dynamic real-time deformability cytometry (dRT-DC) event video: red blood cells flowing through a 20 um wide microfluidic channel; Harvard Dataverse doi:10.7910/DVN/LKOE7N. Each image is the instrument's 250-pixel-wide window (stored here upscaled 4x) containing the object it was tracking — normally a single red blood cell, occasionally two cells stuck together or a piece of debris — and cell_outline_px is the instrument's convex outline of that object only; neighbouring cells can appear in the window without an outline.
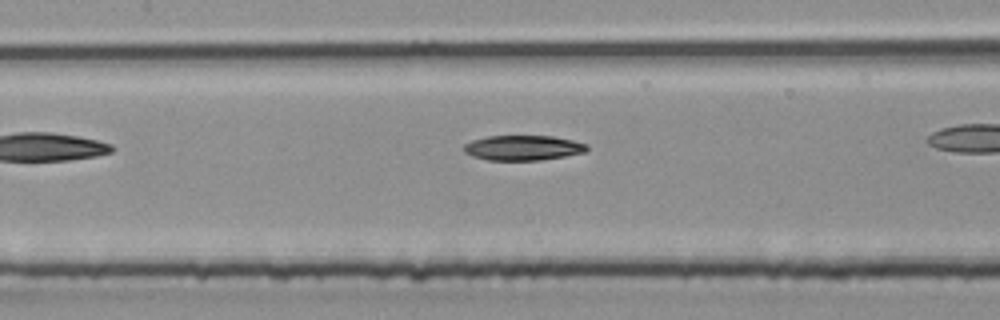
{"species": "common noctule bat (a hibernating species)", "species_latin": "Nyctalus noctula", "temperature_condition": "room temperature", "stored_images_in_passage": 19, "camera_frame_rate_fps": 3000, "um_per_image_px": 0.085, "animal": {"sex": "male", "body_mass_g": 20.4}, "frame": {"image": 1, "passage_image": 6, "time_ms": 1.667, "image_size_px": [1000, 320], "cell_outline_px": [[588, 152], [540, 160], [488, 160], [472, 156], [464, 152], [464, 144], [472, 140], [488, 136], [552, 136], [572, 140], [588, 144]], "centroid_in_image_um": [44.47, 12.56], "position_along_channel_um": 162.9, "area_um2": 17.98}}